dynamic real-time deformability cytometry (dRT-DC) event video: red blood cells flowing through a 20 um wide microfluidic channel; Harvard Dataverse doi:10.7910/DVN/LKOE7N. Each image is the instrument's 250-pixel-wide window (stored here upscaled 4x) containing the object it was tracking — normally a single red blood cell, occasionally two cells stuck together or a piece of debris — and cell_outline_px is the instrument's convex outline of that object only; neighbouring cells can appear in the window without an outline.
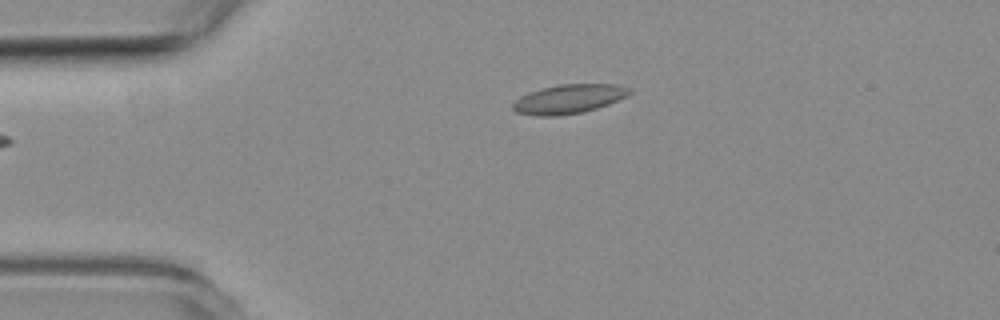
{"species": "common noctule bat (a hibernating species)", "species_latin": "Nyctalus noctula", "temperature_condition": "room temperature", "stored_images_in_passage": 2, "camera_frame_rate_fps": 3000, "um_per_image_px": 0.085, "animal": {"sex": "female", "body_mass_g": 19.3, "forearm_length_mm": 54.1}, "frame": {"image": 1, "passage_image": 1, "time_ms": 0.0, "image_size_px": [1000, 320], "cell_outline_px": [[632, 92], [628, 96], [608, 104], [596, 108], [580, 112], [556, 116], [540, 116], [516, 112], [512, 108], [512, 104], [520, 96], [544, 88], [560, 84], [616, 84], [632, 88]], "centroid_in_image_um": [48.39, 8.41], "position_along_channel_um": 36.6, "area_um2": 19.59}}